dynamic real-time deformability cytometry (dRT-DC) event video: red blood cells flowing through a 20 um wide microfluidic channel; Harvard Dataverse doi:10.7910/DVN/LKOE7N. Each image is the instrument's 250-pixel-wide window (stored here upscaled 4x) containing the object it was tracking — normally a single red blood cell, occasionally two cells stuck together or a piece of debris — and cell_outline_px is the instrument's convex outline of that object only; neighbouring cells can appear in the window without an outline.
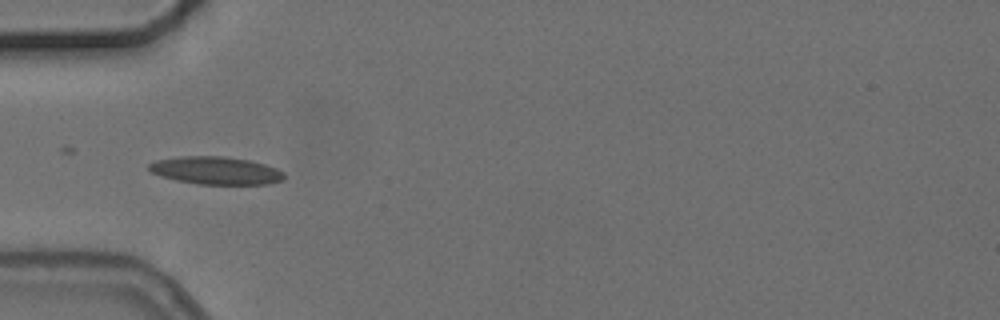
{"species": "common noctule bat (a hibernating species)", "species_latin": "Nyctalus noctula", "temperature_condition": "cold", "stored_images_in_passage": 3, "camera_frame_rate_fps": 3000, "um_per_image_px": 0.085, "animal": {"sex": "female", "body_mass_g": 24.6, "forearm_length_mm": 56.2}, "frame": {"image": 1, "passage_image": 1, "time_ms": 0.0, "image_size_px": [1000, 320], "cell_outline_px": [[284, 180], [268, 184], [196, 184], [176, 180], [160, 176], [152, 172], [148, 168], [148, 164], [156, 160], [180, 156], [224, 156], [248, 160], [264, 164], [276, 168], [284, 172]], "centroid_in_image_um": [18.34, 14.49], "position_along_channel_um": 66.7, "area_um2": 21.91}}
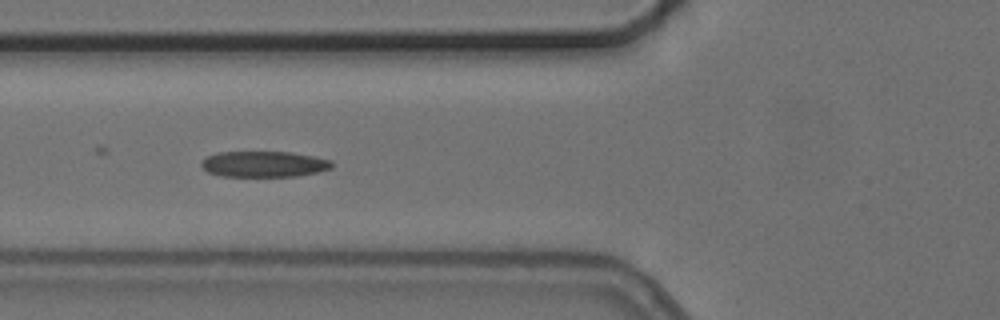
{"frame": {"image": 2, "passage_image": 2, "time_ms": 1.0, "image_size_px": [1000, 320], "cell_outline_px": [[332, 168], [320, 172], [296, 176], [220, 176], [208, 172], [200, 164], [200, 160], [204, 156], [220, 152], [292, 152], [332, 160]], "centroid_in_image_um": [22.41, 13.94], "position_along_channel_um": 103.4, "area_um2": 19.83}}
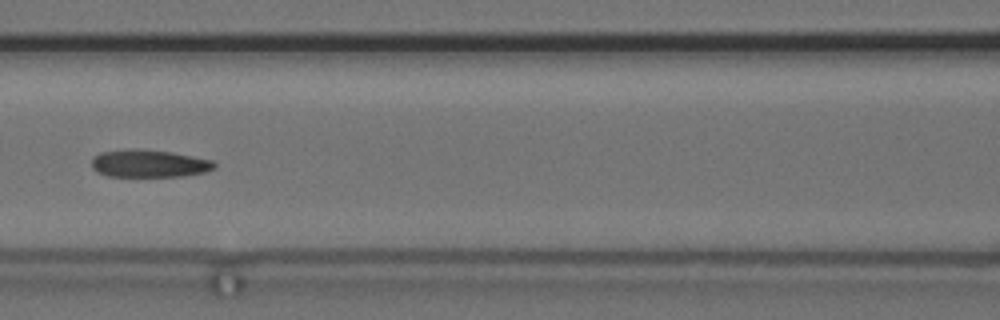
{"frame": {"image": 3, "passage_image": 3, "time_ms": 2.333, "image_size_px": [1000, 320], "cell_outline_px": [[216, 168], [204, 172], [184, 176], [108, 176], [96, 172], [92, 168], [92, 156], [100, 152], [132, 148], [136, 148], [172, 152], [212, 160], [216, 164]], "centroid_in_image_um": [12.64, 13.89], "position_along_channel_um": 154.0, "area_um2": 19.88}}